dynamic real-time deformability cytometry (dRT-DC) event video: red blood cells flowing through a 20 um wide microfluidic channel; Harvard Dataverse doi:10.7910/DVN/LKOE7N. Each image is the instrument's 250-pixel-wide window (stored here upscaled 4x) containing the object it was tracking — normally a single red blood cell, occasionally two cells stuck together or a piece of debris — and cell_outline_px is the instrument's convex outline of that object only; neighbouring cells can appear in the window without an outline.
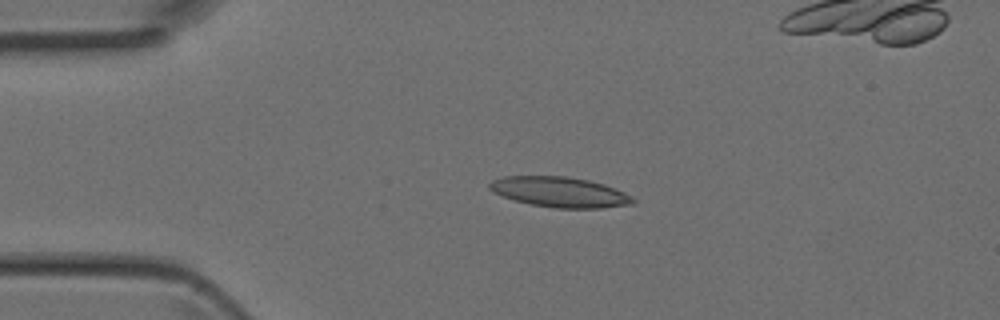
{"species": "Egyptian fruit bat (a non-hibernating species)", "species_latin": "Rousettus aegyptiacus", "temperature_condition": "room temperature", "stored_images_in_passage": 6, "camera_frame_rate_fps": 3000, "um_per_image_px": 0.085, "animal": {"sex": "female"}, "frame": {"image": 1, "passage_image": 2, "time_ms": 0.333, "image_size_px": [1000, 320], "cell_outline_px": [[636, 200], [632, 204], [604, 208], [556, 208], [532, 204], [516, 200], [492, 192], [488, 188], [488, 184], [492, 180], [504, 176], [564, 176], [588, 180], [604, 184], [624, 192], [632, 196]], "centroid_in_image_um": [47.59, 16.32], "position_along_channel_um": 37.4, "area_um2": 25.2}}